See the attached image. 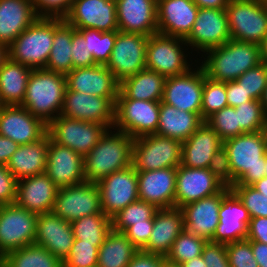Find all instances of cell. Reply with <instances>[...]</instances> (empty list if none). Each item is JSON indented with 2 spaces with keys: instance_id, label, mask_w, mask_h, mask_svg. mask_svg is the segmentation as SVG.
<instances>
[{
  "instance_id": "obj_17",
  "label": "cell",
  "mask_w": 267,
  "mask_h": 267,
  "mask_svg": "<svg viewBox=\"0 0 267 267\" xmlns=\"http://www.w3.org/2000/svg\"><path fill=\"white\" fill-rule=\"evenodd\" d=\"M100 190L102 212L112 218L138 200V177L133 165L115 171L96 183Z\"/></svg>"
},
{
  "instance_id": "obj_59",
  "label": "cell",
  "mask_w": 267,
  "mask_h": 267,
  "mask_svg": "<svg viewBox=\"0 0 267 267\" xmlns=\"http://www.w3.org/2000/svg\"><path fill=\"white\" fill-rule=\"evenodd\" d=\"M164 256L138 250L127 267H161Z\"/></svg>"
},
{
  "instance_id": "obj_34",
  "label": "cell",
  "mask_w": 267,
  "mask_h": 267,
  "mask_svg": "<svg viewBox=\"0 0 267 267\" xmlns=\"http://www.w3.org/2000/svg\"><path fill=\"white\" fill-rule=\"evenodd\" d=\"M204 122L198 113L179 110L160 101L159 124L156 134L184 142Z\"/></svg>"
},
{
  "instance_id": "obj_49",
  "label": "cell",
  "mask_w": 267,
  "mask_h": 267,
  "mask_svg": "<svg viewBox=\"0 0 267 267\" xmlns=\"http://www.w3.org/2000/svg\"><path fill=\"white\" fill-rule=\"evenodd\" d=\"M236 81L252 99L260 101L267 85V64L261 62L247 70Z\"/></svg>"
},
{
  "instance_id": "obj_23",
  "label": "cell",
  "mask_w": 267,
  "mask_h": 267,
  "mask_svg": "<svg viewBox=\"0 0 267 267\" xmlns=\"http://www.w3.org/2000/svg\"><path fill=\"white\" fill-rule=\"evenodd\" d=\"M198 11L199 7L193 0H157L158 33L186 39Z\"/></svg>"
},
{
  "instance_id": "obj_8",
  "label": "cell",
  "mask_w": 267,
  "mask_h": 267,
  "mask_svg": "<svg viewBox=\"0 0 267 267\" xmlns=\"http://www.w3.org/2000/svg\"><path fill=\"white\" fill-rule=\"evenodd\" d=\"M182 142L158 134L134 139L132 165L136 171H151L181 164Z\"/></svg>"
},
{
  "instance_id": "obj_31",
  "label": "cell",
  "mask_w": 267,
  "mask_h": 267,
  "mask_svg": "<svg viewBox=\"0 0 267 267\" xmlns=\"http://www.w3.org/2000/svg\"><path fill=\"white\" fill-rule=\"evenodd\" d=\"M223 147L218 133L204 122L182 142L181 165L188 168H208L214 153Z\"/></svg>"
},
{
  "instance_id": "obj_53",
  "label": "cell",
  "mask_w": 267,
  "mask_h": 267,
  "mask_svg": "<svg viewBox=\"0 0 267 267\" xmlns=\"http://www.w3.org/2000/svg\"><path fill=\"white\" fill-rule=\"evenodd\" d=\"M71 49L73 69L97 65L92 54L88 50L87 42H85L83 36L76 29L72 36Z\"/></svg>"
},
{
  "instance_id": "obj_55",
  "label": "cell",
  "mask_w": 267,
  "mask_h": 267,
  "mask_svg": "<svg viewBox=\"0 0 267 267\" xmlns=\"http://www.w3.org/2000/svg\"><path fill=\"white\" fill-rule=\"evenodd\" d=\"M17 183L18 180L7 169V166L0 165V206L15 203Z\"/></svg>"
},
{
  "instance_id": "obj_43",
  "label": "cell",
  "mask_w": 267,
  "mask_h": 267,
  "mask_svg": "<svg viewBox=\"0 0 267 267\" xmlns=\"http://www.w3.org/2000/svg\"><path fill=\"white\" fill-rule=\"evenodd\" d=\"M206 243L207 240L204 238L183 230L174 241L165 260L180 265L185 261L201 256Z\"/></svg>"
},
{
  "instance_id": "obj_47",
  "label": "cell",
  "mask_w": 267,
  "mask_h": 267,
  "mask_svg": "<svg viewBox=\"0 0 267 267\" xmlns=\"http://www.w3.org/2000/svg\"><path fill=\"white\" fill-rule=\"evenodd\" d=\"M99 246L74 239L71 251L63 261L65 267H97Z\"/></svg>"
},
{
  "instance_id": "obj_54",
  "label": "cell",
  "mask_w": 267,
  "mask_h": 267,
  "mask_svg": "<svg viewBox=\"0 0 267 267\" xmlns=\"http://www.w3.org/2000/svg\"><path fill=\"white\" fill-rule=\"evenodd\" d=\"M201 256L206 267H230L225 244L207 241Z\"/></svg>"
},
{
  "instance_id": "obj_64",
  "label": "cell",
  "mask_w": 267,
  "mask_h": 267,
  "mask_svg": "<svg viewBox=\"0 0 267 267\" xmlns=\"http://www.w3.org/2000/svg\"><path fill=\"white\" fill-rule=\"evenodd\" d=\"M252 186L267 197V177L261 178L252 184Z\"/></svg>"
},
{
  "instance_id": "obj_51",
  "label": "cell",
  "mask_w": 267,
  "mask_h": 267,
  "mask_svg": "<svg viewBox=\"0 0 267 267\" xmlns=\"http://www.w3.org/2000/svg\"><path fill=\"white\" fill-rule=\"evenodd\" d=\"M208 169L226 187L231 188L233 186V174L230 167L229 156L224 147H221L214 153Z\"/></svg>"
},
{
  "instance_id": "obj_36",
  "label": "cell",
  "mask_w": 267,
  "mask_h": 267,
  "mask_svg": "<svg viewBox=\"0 0 267 267\" xmlns=\"http://www.w3.org/2000/svg\"><path fill=\"white\" fill-rule=\"evenodd\" d=\"M32 68L8 58L0 68V100L4 106L21 105Z\"/></svg>"
},
{
  "instance_id": "obj_48",
  "label": "cell",
  "mask_w": 267,
  "mask_h": 267,
  "mask_svg": "<svg viewBox=\"0 0 267 267\" xmlns=\"http://www.w3.org/2000/svg\"><path fill=\"white\" fill-rule=\"evenodd\" d=\"M231 190L242 201L250 217H267V197L252 185H233Z\"/></svg>"
},
{
  "instance_id": "obj_41",
  "label": "cell",
  "mask_w": 267,
  "mask_h": 267,
  "mask_svg": "<svg viewBox=\"0 0 267 267\" xmlns=\"http://www.w3.org/2000/svg\"><path fill=\"white\" fill-rule=\"evenodd\" d=\"M157 210L154 205L138 199L111 218L112 229L124 233L133 224L146 223V220H154V215Z\"/></svg>"
},
{
  "instance_id": "obj_57",
  "label": "cell",
  "mask_w": 267,
  "mask_h": 267,
  "mask_svg": "<svg viewBox=\"0 0 267 267\" xmlns=\"http://www.w3.org/2000/svg\"><path fill=\"white\" fill-rule=\"evenodd\" d=\"M226 96L228 106L234 108L242 103L252 100L249 94L245 92V90L236 80L226 82Z\"/></svg>"
},
{
  "instance_id": "obj_45",
  "label": "cell",
  "mask_w": 267,
  "mask_h": 267,
  "mask_svg": "<svg viewBox=\"0 0 267 267\" xmlns=\"http://www.w3.org/2000/svg\"><path fill=\"white\" fill-rule=\"evenodd\" d=\"M235 110L238 112V124L244 133L266 130L267 119L259 100L242 103Z\"/></svg>"
},
{
  "instance_id": "obj_16",
  "label": "cell",
  "mask_w": 267,
  "mask_h": 267,
  "mask_svg": "<svg viewBox=\"0 0 267 267\" xmlns=\"http://www.w3.org/2000/svg\"><path fill=\"white\" fill-rule=\"evenodd\" d=\"M204 71L197 63L184 74L167 77L162 102L201 115Z\"/></svg>"
},
{
  "instance_id": "obj_25",
  "label": "cell",
  "mask_w": 267,
  "mask_h": 267,
  "mask_svg": "<svg viewBox=\"0 0 267 267\" xmlns=\"http://www.w3.org/2000/svg\"><path fill=\"white\" fill-rule=\"evenodd\" d=\"M118 30L151 36L158 33L157 0H116Z\"/></svg>"
},
{
  "instance_id": "obj_26",
  "label": "cell",
  "mask_w": 267,
  "mask_h": 267,
  "mask_svg": "<svg viewBox=\"0 0 267 267\" xmlns=\"http://www.w3.org/2000/svg\"><path fill=\"white\" fill-rule=\"evenodd\" d=\"M218 216L219 224L212 242L226 245L247 238L251 217L232 190L222 199Z\"/></svg>"
},
{
  "instance_id": "obj_22",
  "label": "cell",
  "mask_w": 267,
  "mask_h": 267,
  "mask_svg": "<svg viewBox=\"0 0 267 267\" xmlns=\"http://www.w3.org/2000/svg\"><path fill=\"white\" fill-rule=\"evenodd\" d=\"M47 125L21 105L3 106L0 110V135L19 145L40 140Z\"/></svg>"
},
{
  "instance_id": "obj_58",
  "label": "cell",
  "mask_w": 267,
  "mask_h": 267,
  "mask_svg": "<svg viewBox=\"0 0 267 267\" xmlns=\"http://www.w3.org/2000/svg\"><path fill=\"white\" fill-rule=\"evenodd\" d=\"M246 239L267 244V217H254L250 219Z\"/></svg>"
},
{
  "instance_id": "obj_10",
  "label": "cell",
  "mask_w": 267,
  "mask_h": 267,
  "mask_svg": "<svg viewBox=\"0 0 267 267\" xmlns=\"http://www.w3.org/2000/svg\"><path fill=\"white\" fill-rule=\"evenodd\" d=\"M159 111L160 101L116 99L113 128L133 139L156 134Z\"/></svg>"
},
{
  "instance_id": "obj_56",
  "label": "cell",
  "mask_w": 267,
  "mask_h": 267,
  "mask_svg": "<svg viewBox=\"0 0 267 267\" xmlns=\"http://www.w3.org/2000/svg\"><path fill=\"white\" fill-rule=\"evenodd\" d=\"M153 224L154 220H146V223L133 224L124 234L138 250H142L148 243Z\"/></svg>"
},
{
  "instance_id": "obj_60",
  "label": "cell",
  "mask_w": 267,
  "mask_h": 267,
  "mask_svg": "<svg viewBox=\"0 0 267 267\" xmlns=\"http://www.w3.org/2000/svg\"><path fill=\"white\" fill-rule=\"evenodd\" d=\"M19 146L13 140L0 135V165L6 166Z\"/></svg>"
},
{
  "instance_id": "obj_69",
  "label": "cell",
  "mask_w": 267,
  "mask_h": 267,
  "mask_svg": "<svg viewBox=\"0 0 267 267\" xmlns=\"http://www.w3.org/2000/svg\"><path fill=\"white\" fill-rule=\"evenodd\" d=\"M265 167H266V171H265V177H267V153H266V162H265Z\"/></svg>"
},
{
  "instance_id": "obj_6",
  "label": "cell",
  "mask_w": 267,
  "mask_h": 267,
  "mask_svg": "<svg viewBox=\"0 0 267 267\" xmlns=\"http://www.w3.org/2000/svg\"><path fill=\"white\" fill-rule=\"evenodd\" d=\"M188 49L185 39L160 33L153 34L148 37L146 69L160 73L166 78L184 74L198 63L190 56Z\"/></svg>"
},
{
  "instance_id": "obj_24",
  "label": "cell",
  "mask_w": 267,
  "mask_h": 267,
  "mask_svg": "<svg viewBox=\"0 0 267 267\" xmlns=\"http://www.w3.org/2000/svg\"><path fill=\"white\" fill-rule=\"evenodd\" d=\"M177 168L137 171L138 197L157 209L173 208Z\"/></svg>"
},
{
  "instance_id": "obj_30",
  "label": "cell",
  "mask_w": 267,
  "mask_h": 267,
  "mask_svg": "<svg viewBox=\"0 0 267 267\" xmlns=\"http://www.w3.org/2000/svg\"><path fill=\"white\" fill-rule=\"evenodd\" d=\"M183 230L184 213L181 208L158 209L148 243L142 251L166 257Z\"/></svg>"
},
{
  "instance_id": "obj_5",
  "label": "cell",
  "mask_w": 267,
  "mask_h": 267,
  "mask_svg": "<svg viewBox=\"0 0 267 267\" xmlns=\"http://www.w3.org/2000/svg\"><path fill=\"white\" fill-rule=\"evenodd\" d=\"M54 37V18L38 17L8 47L9 58L32 69H45Z\"/></svg>"
},
{
  "instance_id": "obj_19",
  "label": "cell",
  "mask_w": 267,
  "mask_h": 267,
  "mask_svg": "<svg viewBox=\"0 0 267 267\" xmlns=\"http://www.w3.org/2000/svg\"><path fill=\"white\" fill-rule=\"evenodd\" d=\"M225 185L208 168L177 167L174 207L183 206L219 193Z\"/></svg>"
},
{
  "instance_id": "obj_40",
  "label": "cell",
  "mask_w": 267,
  "mask_h": 267,
  "mask_svg": "<svg viewBox=\"0 0 267 267\" xmlns=\"http://www.w3.org/2000/svg\"><path fill=\"white\" fill-rule=\"evenodd\" d=\"M75 239L96 243L99 247L112 230L111 218L105 214L84 216L71 222Z\"/></svg>"
},
{
  "instance_id": "obj_68",
  "label": "cell",
  "mask_w": 267,
  "mask_h": 267,
  "mask_svg": "<svg viewBox=\"0 0 267 267\" xmlns=\"http://www.w3.org/2000/svg\"><path fill=\"white\" fill-rule=\"evenodd\" d=\"M161 267H180L179 265H177V264H173V263H170V262H168V261H164L163 263H162V266Z\"/></svg>"
},
{
  "instance_id": "obj_18",
  "label": "cell",
  "mask_w": 267,
  "mask_h": 267,
  "mask_svg": "<svg viewBox=\"0 0 267 267\" xmlns=\"http://www.w3.org/2000/svg\"><path fill=\"white\" fill-rule=\"evenodd\" d=\"M63 20L75 29L118 30L116 0H73Z\"/></svg>"
},
{
  "instance_id": "obj_1",
  "label": "cell",
  "mask_w": 267,
  "mask_h": 267,
  "mask_svg": "<svg viewBox=\"0 0 267 267\" xmlns=\"http://www.w3.org/2000/svg\"><path fill=\"white\" fill-rule=\"evenodd\" d=\"M194 58L205 76L218 82L235 81L247 70L262 62L260 45L232 39L222 46L204 52L201 58H197V55Z\"/></svg>"
},
{
  "instance_id": "obj_13",
  "label": "cell",
  "mask_w": 267,
  "mask_h": 267,
  "mask_svg": "<svg viewBox=\"0 0 267 267\" xmlns=\"http://www.w3.org/2000/svg\"><path fill=\"white\" fill-rule=\"evenodd\" d=\"M52 212L70 223L84 216L104 214L99 187L96 183L85 181L59 188Z\"/></svg>"
},
{
  "instance_id": "obj_20",
  "label": "cell",
  "mask_w": 267,
  "mask_h": 267,
  "mask_svg": "<svg viewBox=\"0 0 267 267\" xmlns=\"http://www.w3.org/2000/svg\"><path fill=\"white\" fill-rule=\"evenodd\" d=\"M231 191L224 187L219 193L183 206L184 230L211 241L219 224V209L222 199Z\"/></svg>"
},
{
  "instance_id": "obj_35",
  "label": "cell",
  "mask_w": 267,
  "mask_h": 267,
  "mask_svg": "<svg viewBox=\"0 0 267 267\" xmlns=\"http://www.w3.org/2000/svg\"><path fill=\"white\" fill-rule=\"evenodd\" d=\"M165 81L160 73L144 69L120 83L116 99L162 101Z\"/></svg>"
},
{
  "instance_id": "obj_63",
  "label": "cell",
  "mask_w": 267,
  "mask_h": 267,
  "mask_svg": "<svg viewBox=\"0 0 267 267\" xmlns=\"http://www.w3.org/2000/svg\"><path fill=\"white\" fill-rule=\"evenodd\" d=\"M180 267H206L202 256H197L191 260L185 261L179 265Z\"/></svg>"
},
{
  "instance_id": "obj_50",
  "label": "cell",
  "mask_w": 267,
  "mask_h": 267,
  "mask_svg": "<svg viewBox=\"0 0 267 267\" xmlns=\"http://www.w3.org/2000/svg\"><path fill=\"white\" fill-rule=\"evenodd\" d=\"M226 250L230 267H259L253 256L250 240L226 244Z\"/></svg>"
},
{
  "instance_id": "obj_3",
  "label": "cell",
  "mask_w": 267,
  "mask_h": 267,
  "mask_svg": "<svg viewBox=\"0 0 267 267\" xmlns=\"http://www.w3.org/2000/svg\"><path fill=\"white\" fill-rule=\"evenodd\" d=\"M133 143L134 139L125 132L107 129L99 142L84 156L86 181L97 183L113 172L131 166Z\"/></svg>"
},
{
  "instance_id": "obj_33",
  "label": "cell",
  "mask_w": 267,
  "mask_h": 267,
  "mask_svg": "<svg viewBox=\"0 0 267 267\" xmlns=\"http://www.w3.org/2000/svg\"><path fill=\"white\" fill-rule=\"evenodd\" d=\"M47 152L48 133L38 141L20 145L7 163V169L18 181L44 173L47 164Z\"/></svg>"
},
{
  "instance_id": "obj_46",
  "label": "cell",
  "mask_w": 267,
  "mask_h": 267,
  "mask_svg": "<svg viewBox=\"0 0 267 267\" xmlns=\"http://www.w3.org/2000/svg\"><path fill=\"white\" fill-rule=\"evenodd\" d=\"M205 122L218 133L222 141L244 133L238 124V112L234 107L222 108Z\"/></svg>"
},
{
  "instance_id": "obj_70",
  "label": "cell",
  "mask_w": 267,
  "mask_h": 267,
  "mask_svg": "<svg viewBox=\"0 0 267 267\" xmlns=\"http://www.w3.org/2000/svg\"><path fill=\"white\" fill-rule=\"evenodd\" d=\"M4 105L2 104L1 100H0V110L2 109Z\"/></svg>"
},
{
  "instance_id": "obj_65",
  "label": "cell",
  "mask_w": 267,
  "mask_h": 267,
  "mask_svg": "<svg viewBox=\"0 0 267 267\" xmlns=\"http://www.w3.org/2000/svg\"><path fill=\"white\" fill-rule=\"evenodd\" d=\"M8 58H9L8 46L3 43H0V68Z\"/></svg>"
},
{
  "instance_id": "obj_28",
  "label": "cell",
  "mask_w": 267,
  "mask_h": 267,
  "mask_svg": "<svg viewBox=\"0 0 267 267\" xmlns=\"http://www.w3.org/2000/svg\"><path fill=\"white\" fill-rule=\"evenodd\" d=\"M65 77L66 87L71 91L100 97H117L119 93L120 83L106 65L74 68Z\"/></svg>"
},
{
  "instance_id": "obj_21",
  "label": "cell",
  "mask_w": 267,
  "mask_h": 267,
  "mask_svg": "<svg viewBox=\"0 0 267 267\" xmlns=\"http://www.w3.org/2000/svg\"><path fill=\"white\" fill-rule=\"evenodd\" d=\"M84 157L69 147L53 142L48 135L46 175L59 187H68L86 181Z\"/></svg>"
},
{
  "instance_id": "obj_44",
  "label": "cell",
  "mask_w": 267,
  "mask_h": 267,
  "mask_svg": "<svg viewBox=\"0 0 267 267\" xmlns=\"http://www.w3.org/2000/svg\"><path fill=\"white\" fill-rule=\"evenodd\" d=\"M228 107L226 96V82L209 79L204 73V87L202 92L201 117L206 121L214 113Z\"/></svg>"
},
{
  "instance_id": "obj_67",
  "label": "cell",
  "mask_w": 267,
  "mask_h": 267,
  "mask_svg": "<svg viewBox=\"0 0 267 267\" xmlns=\"http://www.w3.org/2000/svg\"><path fill=\"white\" fill-rule=\"evenodd\" d=\"M260 102L262 104L263 113H264V115H265V117L267 119V85H266V87L264 89V92H263V95H262V97L260 99Z\"/></svg>"
},
{
  "instance_id": "obj_37",
  "label": "cell",
  "mask_w": 267,
  "mask_h": 267,
  "mask_svg": "<svg viewBox=\"0 0 267 267\" xmlns=\"http://www.w3.org/2000/svg\"><path fill=\"white\" fill-rule=\"evenodd\" d=\"M74 30L62 18H54L53 45L46 70L66 75L73 69L71 44Z\"/></svg>"
},
{
  "instance_id": "obj_39",
  "label": "cell",
  "mask_w": 267,
  "mask_h": 267,
  "mask_svg": "<svg viewBox=\"0 0 267 267\" xmlns=\"http://www.w3.org/2000/svg\"><path fill=\"white\" fill-rule=\"evenodd\" d=\"M63 262L47 249L36 244L24 246L5 254L1 267H62Z\"/></svg>"
},
{
  "instance_id": "obj_12",
  "label": "cell",
  "mask_w": 267,
  "mask_h": 267,
  "mask_svg": "<svg viewBox=\"0 0 267 267\" xmlns=\"http://www.w3.org/2000/svg\"><path fill=\"white\" fill-rule=\"evenodd\" d=\"M147 42L148 36L118 31L106 67L119 83L146 69Z\"/></svg>"
},
{
  "instance_id": "obj_42",
  "label": "cell",
  "mask_w": 267,
  "mask_h": 267,
  "mask_svg": "<svg viewBox=\"0 0 267 267\" xmlns=\"http://www.w3.org/2000/svg\"><path fill=\"white\" fill-rule=\"evenodd\" d=\"M87 42L88 50L97 64L106 65L109 61L119 30L99 31L97 29H76Z\"/></svg>"
},
{
  "instance_id": "obj_71",
  "label": "cell",
  "mask_w": 267,
  "mask_h": 267,
  "mask_svg": "<svg viewBox=\"0 0 267 267\" xmlns=\"http://www.w3.org/2000/svg\"><path fill=\"white\" fill-rule=\"evenodd\" d=\"M263 3L267 4V0H261Z\"/></svg>"
},
{
  "instance_id": "obj_27",
  "label": "cell",
  "mask_w": 267,
  "mask_h": 267,
  "mask_svg": "<svg viewBox=\"0 0 267 267\" xmlns=\"http://www.w3.org/2000/svg\"><path fill=\"white\" fill-rule=\"evenodd\" d=\"M74 239L70 222L53 212L38 214L34 244L47 249L63 262L71 251Z\"/></svg>"
},
{
  "instance_id": "obj_7",
  "label": "cell",
  "mask_w": 267,
  "mask_h": 267,
  "mask_svg": "<svg viewBox=\"0 0 267 267\" xmlns=\"http://www.w3.org/2000/svg\"><path fill=\"white\" fill-rule=\"evenodd\" d=\"M225 10L232 40L261 44L267 34V4L261 0H230Z\"/></svg>"
},
{
  "instance_id": "obj_61",
  "label": "cell",
  "mask_w": 267,
  "mask_h": 267,
  "mask_svg": "<svg viewBox=\"0 0 267 267\" xmlns=\"http://www.w3.org/2000/svg\"><path fill=\"white\" fill-rule=\"evenodd\" d=\"M251 249L259 267H267V244L251 241Z\"/></svg>"
},
{
  "instance_id": "obj_15",
  "label": "cell",
  "mask_w": 267,
  "mask_h": 267,
  "mask_svg": "<svg viewBox=\"0 0 267 267\" xmlns=\"http://www.w3.org/2000/svg\"><path fill=\"white\" fill-rule=\"evenodd\" d=\"M117 97H100L66 88L60 115L113 128Z\"/></svg>"
},
{
  "instance_id": "obj_66",
  "label": "cell",
  "mask_w": 267,
  "mask_h": 267,
  "mask_svg": "<svg viewBox=\"0 0 267 267\" xmlns=\"http://www.w3.org/2000/svg\"><path fill=\"white\" fill-rule=\"evenodd\" d=\"M260 52H261L262 62L267 64V34L260 44Z\"/></svg>"
},
{
  "instance_id": "obj_38",
  "label": "cell",
  "mask_w": 267,
  "mask_h": 267,
  "mask_svg": "<svg viewBox=\"0 0 267 267\" xmlns=\"http://www.w3.org/2000/svg\"><path fill=\"white\" fill-rule=\"evenodd\" d=\"M137 251L123 232L112 229L99 247L97 267H127Z\"/></svg>"
},
{
  "instance_id": "obj_9",
  "label": "cell",
  "mask_w": 267,
  "mask_h": 267,
  "mask_svg": "<svg viewBox=\"0 0 267 267\" xmlns=\"http://www.w3.org/2000/svg\"><path fill=\"white\" fill-rule=\"evenodd\" d=\"M38 214L16 203L0 206V259L7 253L34 244Z\"/></svg>"
},
{
  "instance_id": "obj_14",
  "label": "cell",
  "mask_w": 267,
  "mask_h": 267,
  "mask_svg": "<svg viewBox=\"0 0 267 267\" xmlns=\"http://www.w3.org/2000/svg\"><path fill=\"white\" fill-rule=\"evenodd\" d=\"M231 40L225 9L199 8L193 29L185 42L197 55ZM196 51V52H195ZM202 52V53H201Z\"/></svg>"
},
{
  "instance_id": "obj_32",
  "label": "cell",
  "mask_w": 267,
  "mask_h": 267,
  "mask_svg": "<svg viewBox=\"0 0 267 267\" xmlns=\"http://www.w3.org/2000/svg\"><path fill=\"white\" fill-rule=\"evenodd\" d=\"M37 18L32 0H0V43L9 47Z\"/></svg>"
},
{
  "instance_id": "obj_4",
  "label": "cell",
  "mask_w": 267,
  "mask_h": 267,
  "mask_svg": "<svg viewBox=\"0 0 267 267\" xmlns=\"http://www.w3.org/2000/svg\"><path fill=\"white\" fill-rule=\"evenodd\" d=\"M66 88L64 74L33 69L21 106L48 125L61 113Z\"/></svg>"
},
{
  "instance_id": "obj_2",
  "label": "cell",
  "mask_w": 267,
  "mask_h": 267,
  "mask_svg": "<svg viewBox=\"0 0 267 267\" xmlns=\"http://www.w3.org/2000/svg\"><path fill=\"white\" fill-rule=\"evenodd\" d=\"M233 174V185H252L265 177L266 130L243 133L223 141Z\"/></svg>"
},
{
  "instance_id": "obj_62",
  "label": "cell",
  "mask_w": 267,
  "mask_h": 267,
  "mask_svg": "<svg viewBox=\"0 0 267 267\" xmlns=\"http://www.w3.org/2000/svg\"><path fill=\"white\" fill-rule=\"evenodd\" d=\"M199 8L226 9L230 0H193Z\"/></svg>"
},
{
  "instance_id": "obj_52",
  "label": "cell",
  "mask_w": 267,
  "mask_h": 267,
  "mask_svg": "<svg viewBox=\"0 0 267 267\" xmlns=\"http://www.w3.org/2000/svg\"><path fill=\"white\" fill-rule=\"evenodd\" d=\"M38 17L64 18L73 0H32Z\"/></svg>"
},
{
  "instance_id": "obj_29",
  "label": "cell",
  "mask_w": 267,
  "mask_h": 267,
  "mask_svg": "<svg viewBox=\"0 0 267 267\" xmlns=\"http://www.w3.org/2000/svg\"><path fill=\"white\" fill-rule=\"evenodd\" d=\"M58 190L45 172L36 174L18 181L15 203L36 214L52 212Z\"/></svg>"
},
{
  "instance_id": "obj_11",
  "label": "cell",
  "mask_w": 267,
  "mask_h": 267,
  "mask_svg": "<svg viewBox=\"0 0 267 267\" xmlns=\"http://www.w3.org/2000/svg\"><path fill=\"white\" fill-rule=\"evenodd\" d=\"M104 125L59 115L47 125L50 139L86 156L106 132Z\"/></svg>"
}]
</instances>
